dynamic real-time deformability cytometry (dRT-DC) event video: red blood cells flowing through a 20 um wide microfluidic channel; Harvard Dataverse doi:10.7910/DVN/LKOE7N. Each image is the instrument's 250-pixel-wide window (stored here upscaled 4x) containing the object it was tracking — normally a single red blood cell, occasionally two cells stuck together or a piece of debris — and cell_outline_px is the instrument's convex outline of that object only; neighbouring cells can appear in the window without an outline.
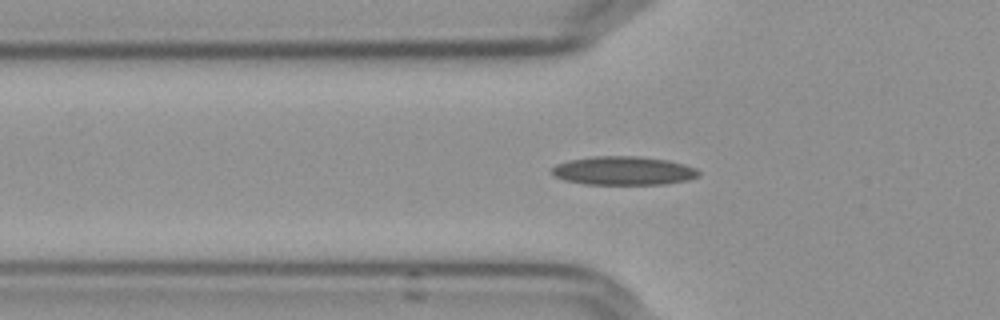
{"species": "Egyptian fruit bat (a non-hibernating species)", "species_latin": "Rousettus aegyptiacus", "temperature_condition": "cold", "stored_images_in_passage": 40, "camera_frame_rate_fps": 3000, "um_per_image_px": 0.085, "frame": {"image": 1, "passage_image": 3, "time_ms": 0.667, "image_size_px": [1000, 320], "cell_outline_px": [[700, 176], [684, 180], [664, 184], [584, 184], [564, 180], [556, 176], [552, 172], [552, 168], [556, 164], [572, 160], [592, 156], [636, 156], [668, 160], [684, 164], [696, 168], [700, 172]], "centroid_in_image_um": [53.01, 14.51], "position_along_channel_um": 72.8, "area_um2": 24.33}}
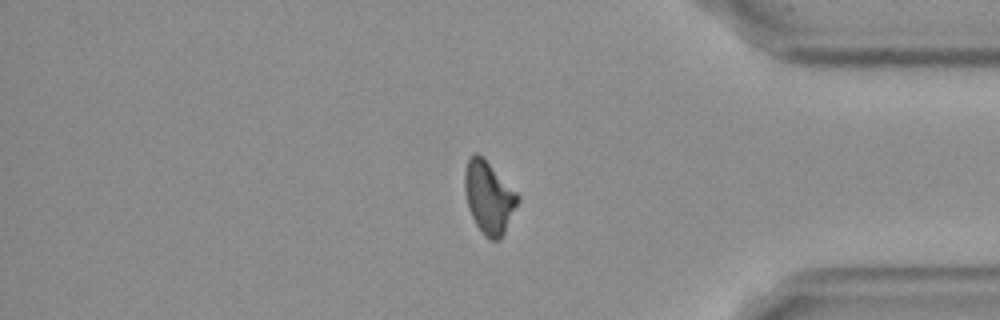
{"frame": {"image": 2, "passage_image": 31, "time_ms": 10.0, "image_size_px": [1000, 320], "cell_outline_px": [[520, 200], [500, 240], [488, 240], [484, 236], [476, 224], [468, 208], [464, 188], [464, 172], [468, 156], [472, 152], [476, 152], [520, 196]], "centroid_in_image_um": [41.53, 16.8], "position_along_channel_um": 393.7, "area_um2": 22.08}}
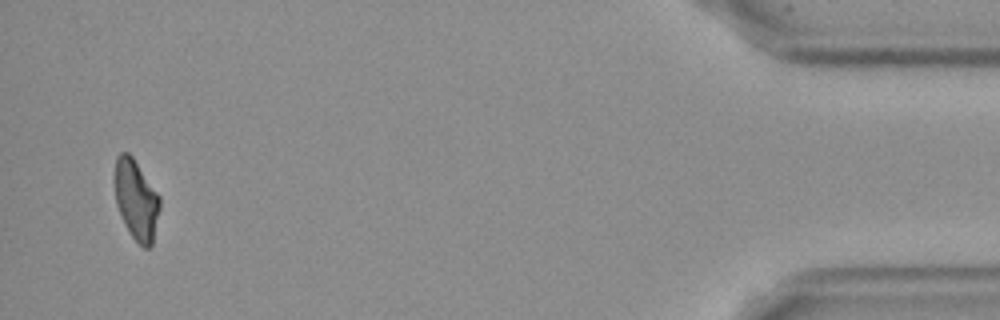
{"frame": {"image": 3, "passage_image": 38, "time_ms": 12.333, "image_size_px": [1000, 320], "cell_outline_px": [[160, 208], [152, 244], [148, 248], [144, 248], [132, 236], [124, 224], [116, 204], [112, 180], [116, 156], [120, 152], [128, 152], [132, 156], [160, 196]], "centroid_in_image_um": [11.53, 16.93], "position_along_channel_um": 423.7, "area_um2": 21.39}, "authors_computed_cell_mechanics": {"area_um2": 22.4553, "velocity_mm_per_s": 3.6367, "shape_relaxation_time_tau1_ms": 8.4491, "shape_relaxation_time_tau2_ms": 5.9609, "deformation_change_tau1": 0.1681, "deformation_change_tau2": 0.1243}}